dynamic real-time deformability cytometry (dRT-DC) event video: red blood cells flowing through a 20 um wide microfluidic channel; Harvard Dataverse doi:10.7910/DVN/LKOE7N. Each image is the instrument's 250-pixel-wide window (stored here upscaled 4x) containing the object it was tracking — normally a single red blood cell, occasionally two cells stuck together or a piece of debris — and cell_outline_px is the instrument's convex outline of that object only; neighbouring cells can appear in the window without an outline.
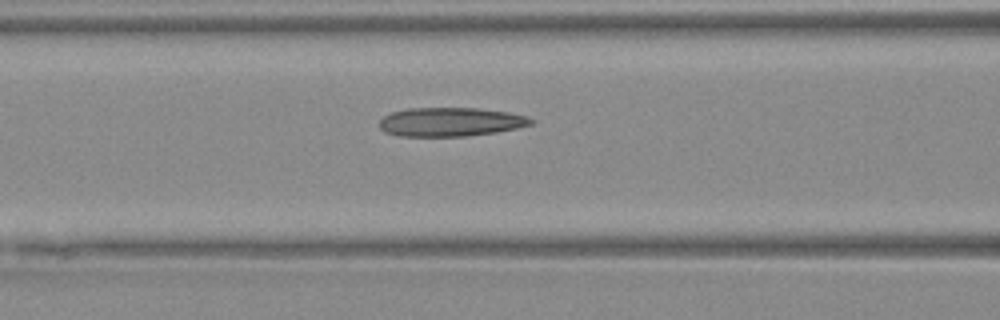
{"species": "Egyptian fruit bat (a non-hibernating species)", "species_latin": "Rousettus aegyptiacus", "temperature_condition": "warm", "stored_images_in_passage": 25, "camera_frame_rate_fps": 3000, "um_per_image_px": 0.085, "animal": {"sex": "female"}, "frame": {"image": 1, "passage_image": 20, "time_ms": 6.333, "image_size_px": [1000, 320], "cell_outline_px": [[536, 120], [532, 124], [516, 128], [496, 132], [468, 136], [400, 136], [384, 132], [380, 128], [380, 120], [384, 116], [392, 112], [408, 108], [480, 108], [508, 112], [528, 116]], "centroid_in_image_um": [38.32, 10.36], "position_along_channel_um": 128.3, "area_um2": 25.61}}